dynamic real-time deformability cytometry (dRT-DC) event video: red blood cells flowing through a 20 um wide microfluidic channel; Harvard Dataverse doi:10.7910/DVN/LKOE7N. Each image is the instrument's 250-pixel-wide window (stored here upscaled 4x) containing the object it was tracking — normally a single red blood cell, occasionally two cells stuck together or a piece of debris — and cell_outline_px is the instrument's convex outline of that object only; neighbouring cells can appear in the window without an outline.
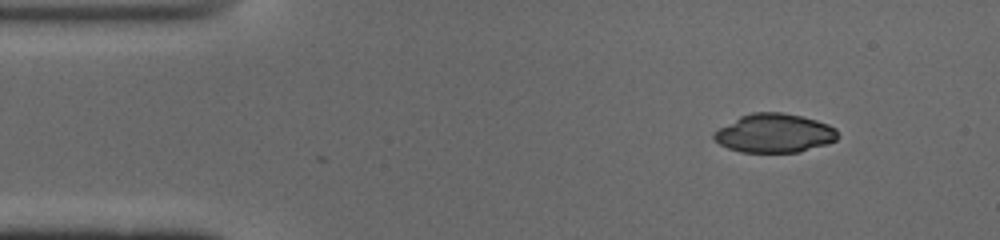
{"species": "common noctule bat (a hibernating species)", "species_latin": "Nyctalus noctula", "temperature_condition": "cold", "stored_images_in_passage": 3, "camera_frame_rate_fps": 3000, "um_per_image_px": 0.085, "animal": {"sex": "male", "body_mass_g": 19.0, "forearm_length_mm": 50.8}, "frame": {"image": 1, "passage_image": 1, "time_ms": 0.0, "image_size_px": [1000, 240], "cell_outline_px": [[840, 136], [836, 140], [800, 152], [740, 152], [728, 148], [720, 144], [712, 136], [712, 132], [740, 116], [752, 112], [780, 112], [800, 116], [816, 120], [828, 124], [836, 128]], "centroid_in_image_um": [65.82, 11.32], "position_along_channel_um": 19.2, "area_um2": 27.98}}